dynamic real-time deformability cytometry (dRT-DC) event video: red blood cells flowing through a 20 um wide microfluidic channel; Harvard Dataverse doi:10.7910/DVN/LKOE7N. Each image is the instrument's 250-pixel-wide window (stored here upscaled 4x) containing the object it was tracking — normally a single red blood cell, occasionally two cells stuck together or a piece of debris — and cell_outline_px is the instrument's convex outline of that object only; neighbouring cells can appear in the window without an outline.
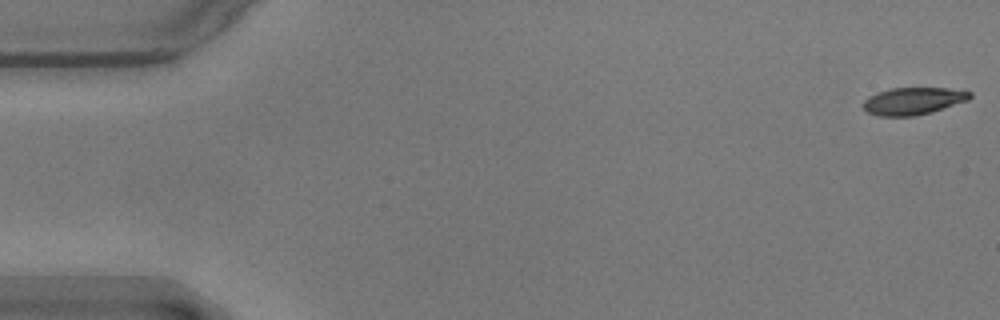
{"species": "common noctule bat (a hibernating species)", "species_latin": "Nyctalus noctula", "temperature_condition": "warm", "stored_images_in_passage": 40, "camera_frame_rate_fps": 3000, "um_per_image_px": 0.085, "animal": {"sex": "male", "body_mass_g": 17.9}, "frame": {"image": 1, "passage_image": 1, "time_ms": 0.0, "image_size_px": [1000, 320], "cell_outline_px": [[972, 96], [968, 100], [932, 112], [916, 116], [880, 116], [868, 112], [864, 108], [864, 100], [868, 96], [876, 92], [892, 88], [948, 88], [972, 92]], "centroid_in_image_um": [77.62, 8.58], "position_along_channel_um": 7.4, "area_um2": 16.94}}
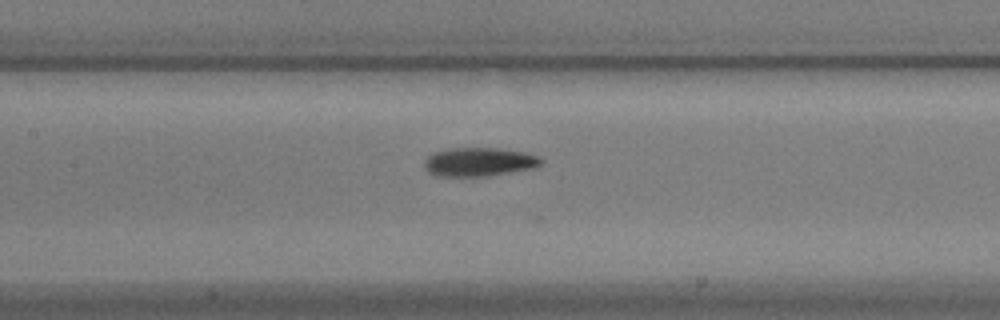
{"frame": {"image": 2, "passage_image": 26, "time_ms": 8.333, "image_size_px": [1000, 320], "cell_outline_px": [[544, 160], [536, 168], [488, 176], [432, 176], [424, 168], [424, 160], [428, 156], [436, 152], [448, 148], [496, 148], [524, 152], [536, 156]], "centroid_in_image_um": [40.7, 13.77], "position_along_channel_um": 166.7, "area_um2": 19.65}}
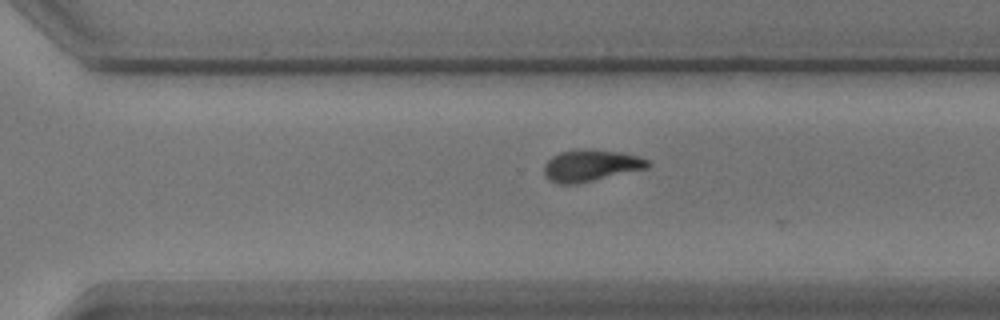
{"frame": {"image": 3, "passage_image": 39, "time_ms": 12.667, "image_size_px": [1000, 320], "cell_outline_px": [[652, 164], [648, 168], [576, 184], [556, 184], [548, 180], [544, 176], [544, 164], [552, 156], [560, 152], [620, 152], [640, 156], [648, 160]], "centroid_in_image_um": [50.22, 14.13], "position_along_channel_um": 320.4, "area_um2": 18.5}}